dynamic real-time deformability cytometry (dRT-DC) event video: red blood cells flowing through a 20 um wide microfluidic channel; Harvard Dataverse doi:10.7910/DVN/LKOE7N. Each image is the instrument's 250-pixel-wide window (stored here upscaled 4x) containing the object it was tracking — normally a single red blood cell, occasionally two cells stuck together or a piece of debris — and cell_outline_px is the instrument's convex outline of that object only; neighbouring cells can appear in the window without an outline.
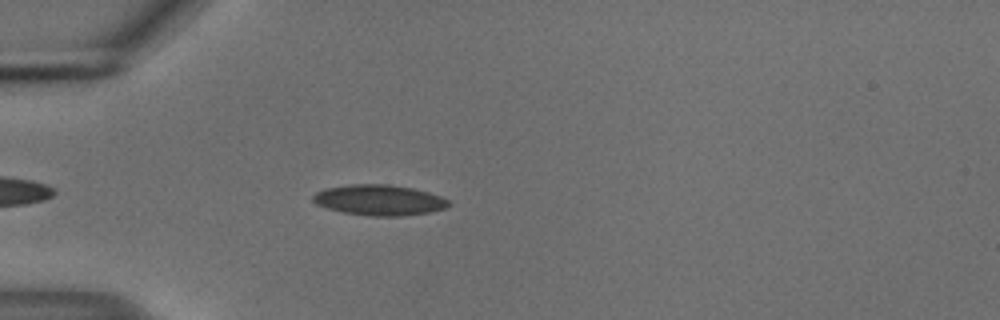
{"species": "common noctule bat (a hibernating species)", "species_latin": "Nyctalus noctula", "temperature_condition": "cold", "stored_images_in_passage": 43, "camera_frame_rate_fps": 3000, "um_per_image_px": 0.085, "animal": {"sex": "male", "body_mass_g": 18.8}, "frame": {"image": 1, "passage_image": 5, "time_ms": 1.333, "image_size_px": [1000, 320], "cell_outline_px": [[452, 204], [444, 208], [428, 212], [400, 216], [368, 216], [344, 212], [328, 208], [316, 204], [312, 200], [312, 196], [316, 192], [328, 188], [352, 184], [388, 184], [412, 188], [428, 192], [440, 196], [448, 200]], "centroid_in_image_um": [32.23, 17.0], "position_along_channel_um": 52.8, "area_um2": 23.99}}
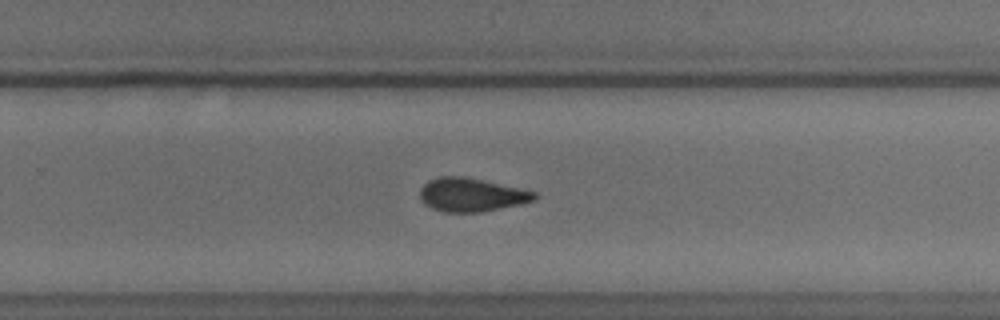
{"frame": {"image": 2, "passage_image": 25, "time_ms": 8.0, "image_size_px": [1000, 320], "cell_outline_px": [[536, 200], [520, 204], [480, 212], [444, 212], [432, 208], [424, 204], [420, 200], [420, 188], [428, 180], [440, 176], [464, 176], [536, 192]], "centroid_in_image_um": [40.02, 16.56], "position_along_channel_um": 289.8, "area_um2": 22.25}}
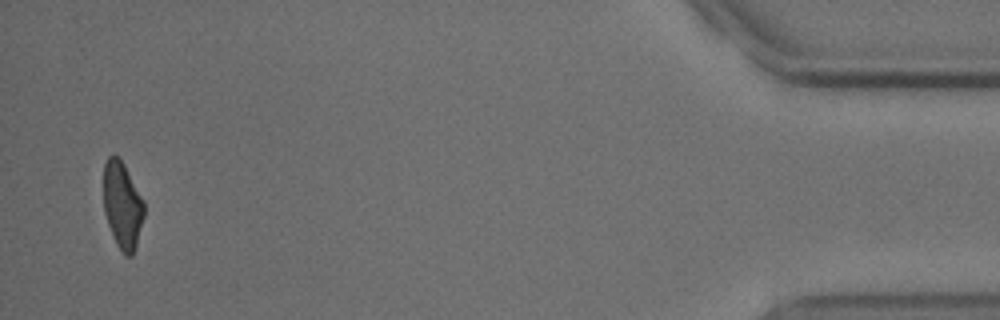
{"frame": {"image": 3, "passage_image": 42, "time_ms": 13.667, "image_size_px": [1000, 320], "cell_outline_px": [[144, 216], [136, 248], [132, 256], [124, 256], [116, 244], [112, 236], [104, 212], [104, 164], [108, 156], [116, 156], [124, 164], [144, 200]], "centroid_in_image_um": [10.41, 17.49], "position_along_channel_um": 424.8, "area_um2": 20.63}, "authors_computed_cell_mechanics": {"area_um2": 22.831, "velocity_mm_per_s": 3.7332, "shape_relaxation_time_tau1_ms": 7.4632, "shape_relaxation_time_tau2_ms": 3.1366, "deformation_change_tau1": 0.139, "deformation_change_tau2": 0.0991}}